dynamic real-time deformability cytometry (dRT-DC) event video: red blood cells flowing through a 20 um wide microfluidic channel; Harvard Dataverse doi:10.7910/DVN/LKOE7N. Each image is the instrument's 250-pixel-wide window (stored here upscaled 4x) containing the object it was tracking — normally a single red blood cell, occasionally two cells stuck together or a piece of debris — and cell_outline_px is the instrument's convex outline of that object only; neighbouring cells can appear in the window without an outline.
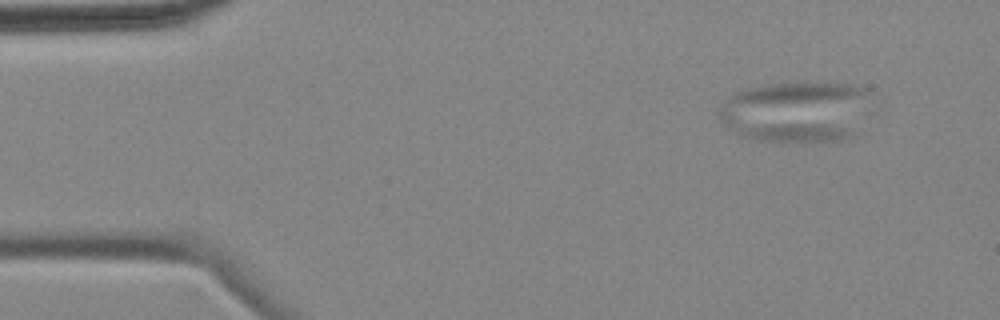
{"species": "common noctule bat (a hibernating species)", "species_latin": "Nyctalus noctula", "temperature_condition": "cold", "stored_images_in_passage": 4, "camera_frame_rate_fps": 3000, "um_per_image_px": 0.085, "animal": {"sex": "female", "body_mass_g": 18.4}, "frame": {"image": 1, "passage_image": 1, "time_ms": 0.0, "image_size_px": [1000, 320], "cell_outline_px": [[868, 92], [852, 136], [840, 140], [760, 140], [736, 132], [724, 124], [720, 120], [720, 108], [736, 92], [748, 88], [776, 84], [860, 84], [868, 88]], "centroid_in_image_um": [67.63, 9.47], "position_along_channel_um": 17.4, "area_um2": 51.56}}